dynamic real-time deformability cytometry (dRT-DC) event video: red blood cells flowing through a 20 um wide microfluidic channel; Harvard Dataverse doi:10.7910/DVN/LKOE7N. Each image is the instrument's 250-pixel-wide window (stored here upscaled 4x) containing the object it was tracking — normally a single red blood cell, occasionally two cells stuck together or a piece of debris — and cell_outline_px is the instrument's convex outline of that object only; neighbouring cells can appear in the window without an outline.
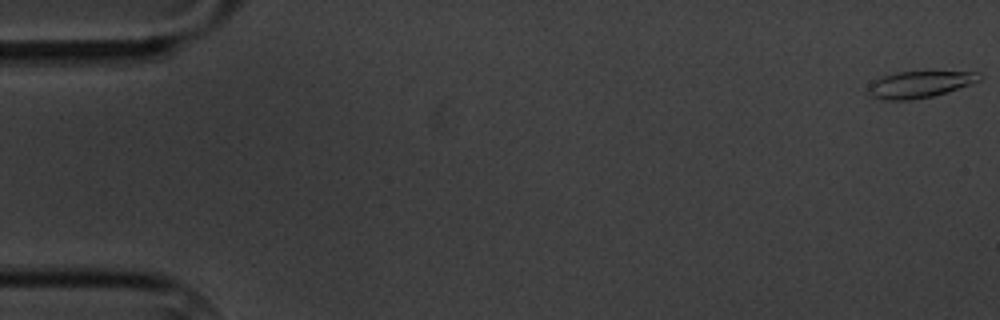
{"species": "common noctule bat (a hibernating species)", "species_latin": "Nyctalus noctula", "temperature_condition": "cold", "stored_images_in_passage": 6, "camera_frame_rate_fps": 3000, "um_per_image_px": 0.085, "animal": {"sex": "male", "body_mass_g": 20.1, "forearm_length_mm": 53.5}, "frame": {"image": 1, "passage_image": 1, "time_ms": 0.0, "image_size_px": [1000, 320], "cell_outline_px": [[980, 80], [972, 84], [932, 96], [908, 100], [884, 100], [872, 96], [868, 92], [868, 84], [884, 76], [896, 72], [980, 72]], "centroid_in_image_um": [78.15, 7.18], "position_along_channel_um": 6.8, "area_um2": 16.94}}
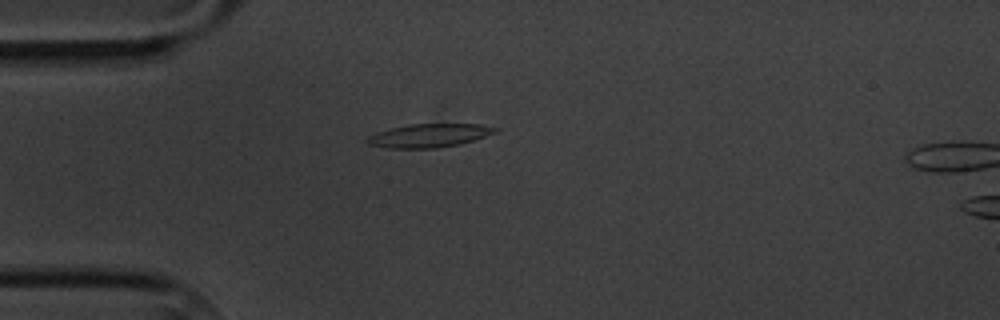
{"frame": {"image": 2, "passage_image": 5, "time_ms": 5.0, "image_size_px": [1000, 320], "cell_outline_px": [[496, 132], [460, 144], [436, 148], [388, 148], [368, 144], [364, 140], [368, 136], [376, 132], [408, 124], [480, 124], [496, 128]], "centroid_in_image_um": [36.41, 11.52], "position_along_channel_um": 48.6, "area_um2": 17.34}}